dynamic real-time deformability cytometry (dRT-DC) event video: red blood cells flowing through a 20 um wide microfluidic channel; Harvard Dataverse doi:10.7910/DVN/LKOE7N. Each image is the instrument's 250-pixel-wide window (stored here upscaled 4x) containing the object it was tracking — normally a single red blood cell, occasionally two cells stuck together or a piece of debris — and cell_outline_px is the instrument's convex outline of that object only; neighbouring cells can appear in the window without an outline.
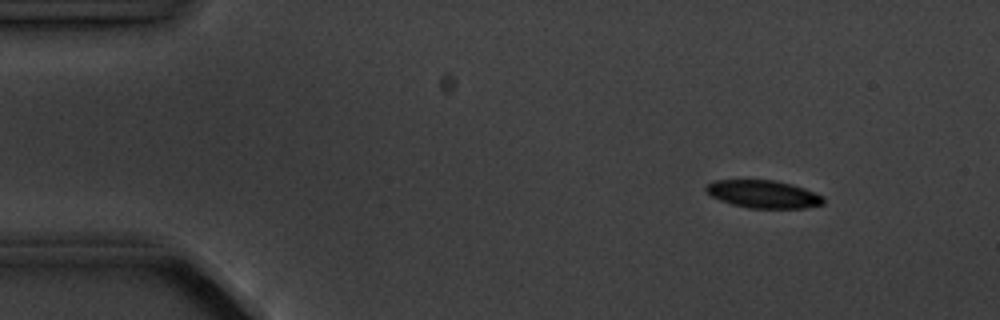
{"species": "common noctule bat (a hibernating species)", "species_latin": "Nyctalus noctula", "temperature_condition": "cold", "stored_images_in_passage": 9, "camera_frame_rate_fps": 3000, "um_per_image_px": 0.085, "animal": {"sex": "male", "body_mass_g": 20.1, "forearm_length_mm": 53.5}, "frame": {"image": 1, "passage_image": 1, "time_ms": 0.0, "image_size_px": [1000, 320], "cell_outline_px": [[824, 204], [804, 208], [748, 208], [732, 204], [720, 200], [712, 196], [704, 188], [708, 184], [716, 180], [776, 180], [792, 184], [804, 188], [824, 196]], "centroid_in_image_um": [64.92, 16.5], "position_along_channel_um": 20.1, "area_um2": 18.96}}
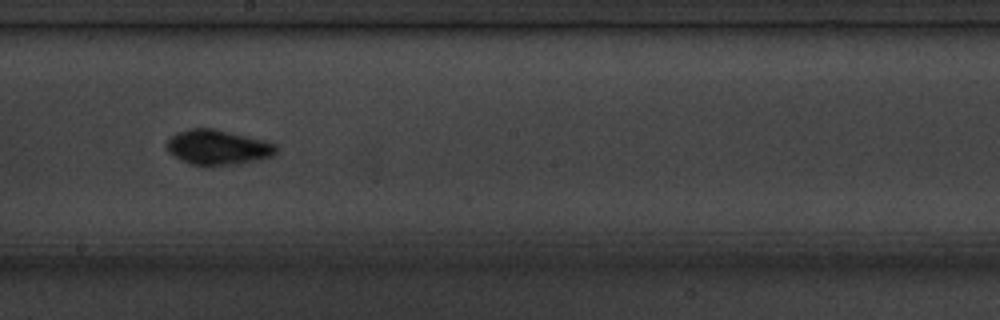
{"frame": {"image": 2, "passage_image": 8, "time_ms": 8.0, "image_size_px": [1000, 320], "cell_outline_px": [[276, 152], [272, 156], [240, 164], [188, 164], [180, 160], [168, 152], [168, 140], [176, 132], [192, 128], [212, 128], [276, 144]], "centroid_in_image_um": [18.47, 12.52], "position_along_channel_um": 229.7, "area_um2": 21.68}}
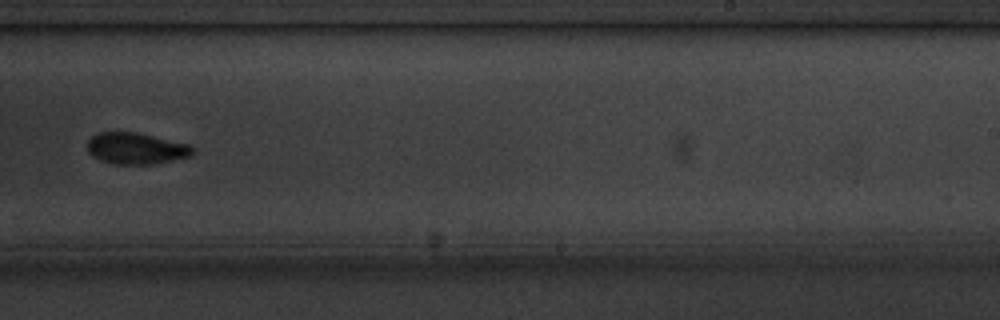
{"frame": {"image": 3, "passage_image": 9, "time_ms": 9.333, "image_size_px": [1000, 320], "cell_outline_px": [[196, 152], [192, 156], [152, 164], [116, 164], [100, 160], [92, 156], [88, 152], [88, 140], [96, 132], [136, 132], [192, 144], [196, 148]], "centroid_in_image_um": [11.62, 12.61], "position_along_channel_um": 277.4, "area_um2": 19.59}}